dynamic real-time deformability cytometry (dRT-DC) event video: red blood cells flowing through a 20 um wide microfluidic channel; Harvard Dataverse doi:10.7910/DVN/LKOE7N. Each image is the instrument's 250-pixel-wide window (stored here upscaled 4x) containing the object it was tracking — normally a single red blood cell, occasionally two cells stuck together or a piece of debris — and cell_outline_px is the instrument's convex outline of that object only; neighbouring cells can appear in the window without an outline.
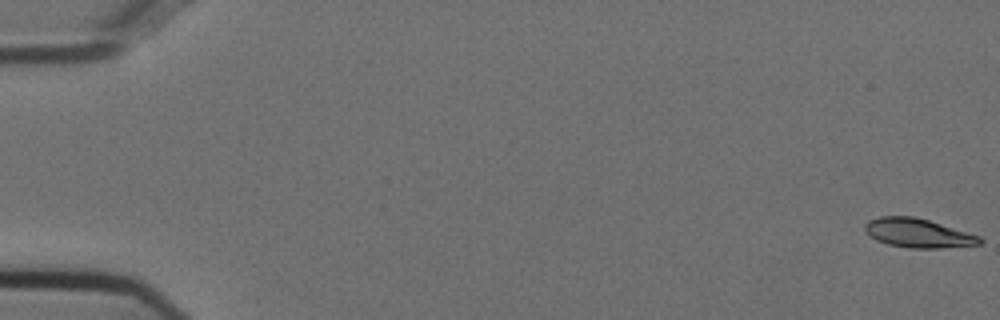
{"species": "Egyptian fruit bat (a non-hibernating species)", "species_latin": "Rousettus aegyptiacus", "temperature_condition": "cold", "stored_images_in_passage": 55, "camera_frame_rate_fps": 3000, "um_per_image_px": 0.085, "animal": {"sex": "female"}, "frame": {"image": 1, "passage_image": 1, "time_ms": 0.0, "image_size_px": [1000, 320], "cell_outline_px": [[984, 240], [980, 244], [940, 248], [908, 248], [888, 244], [876, 240], [864, 228], [864, 224], [868, 220], [880, 216], [912, 216], [928, 220], [980, 236]], "centroid_in_image_um": [78.03, 19.81], "position_along_channel_um": 7.0, "area_um2": 19.25}}
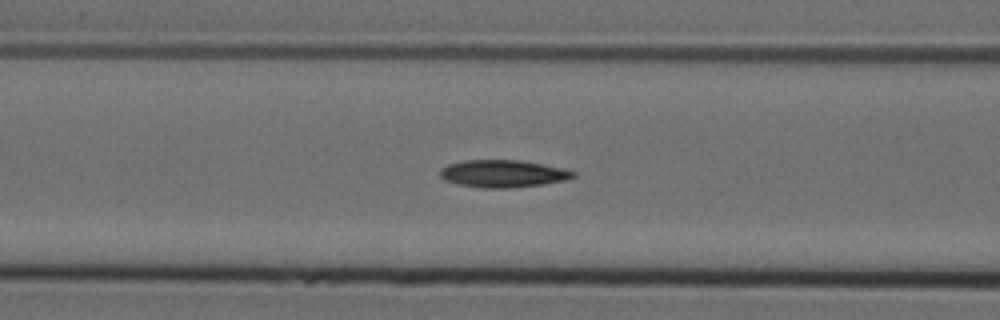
{"frame": {"image": 2, "passage_image": 23, "time_ms": 7.333, "image_size_px": [1000, 320], "cell_outline_px": [[576, 176], [564, 180], [544, 184], [508, 188], [484, 188], [460, 184], [444, 180], [440, 176], [440, 168], [448, 164], [464, 160], [520, 160], [544, 164], [564, 168], [576, 172]], "centroid_in_image_um": [42.76, 14.75], "position_along_channel_um": 123.8, "area_um2": 21.27}}
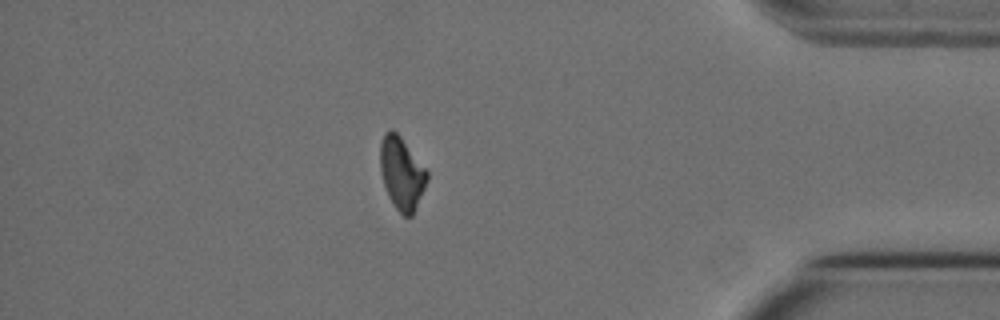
{"frame": {"image": 3, "passage_image": 48, "time_ms": 15.667, "image_size_px": [1000, 320], "cell_outline_px": [[428, 180], [416, 208], [412, 216], [404, 216], [392, 204], [388, 196], [384, 184], [380, 168], [380, 144], [384, 132], [392, 128], [400, 136], [428, 172]], "centroid_in_image_um": [34.13, 14.73], "position_along_channel_um": 401.1, "area_um2": 19.71}, "authors_computed_cell_mechanics": {"area_um2": 20.3456, "velocity_mm_per_s": 3.7408, "shape_relaxation_time_tau1_ms": 6.6952, "shape_relaxation_time_tau2_ms": null, "deformation_change_tau1": 0.1811, "deformation_change_tau2": null}}